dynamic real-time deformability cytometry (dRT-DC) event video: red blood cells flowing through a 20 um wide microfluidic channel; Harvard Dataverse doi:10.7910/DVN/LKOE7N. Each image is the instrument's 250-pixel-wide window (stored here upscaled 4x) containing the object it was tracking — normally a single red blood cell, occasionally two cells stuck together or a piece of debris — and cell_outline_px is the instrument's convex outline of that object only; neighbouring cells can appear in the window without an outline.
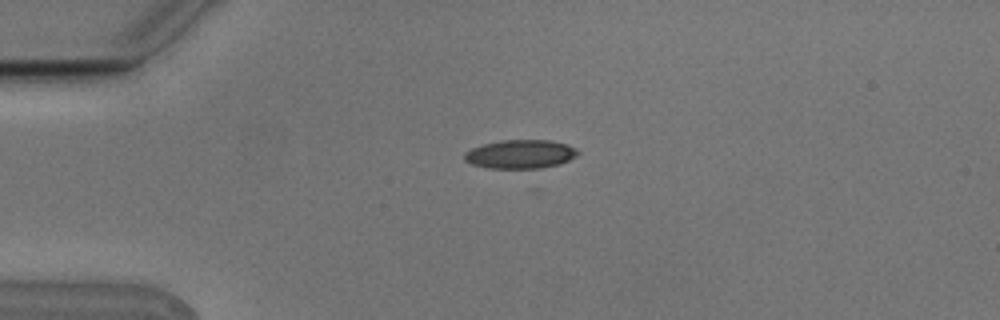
{"species": "Egyptian fruit bat (a non-hibernating species)", "species_latin": "Rousettus aegyptiacus", "temperature_condition": "cold", "stored_images_in_passage": 3, "camera_frame_rate_fps": 3000, "um_per_image_px": 0.085, "animal": {"sex": "male"}, "frame": {"image": 1, "passage_image": 1, "time_ms": 0.0, "image_size_px": [1000, 320], "cell_outline_px": [[580, 152], [576, 156], [560, 164], [540, 168], [488, 168], [472, 164], [464, 160], [464, 152], [472, 148], [484, 144], [500, 140], [548, 140], [568, 144], [576, 148]], "centroid_in_image_um": [44.24, 13.1], "position_along_channel_um": 40.8, "area_um2": 19.02}}